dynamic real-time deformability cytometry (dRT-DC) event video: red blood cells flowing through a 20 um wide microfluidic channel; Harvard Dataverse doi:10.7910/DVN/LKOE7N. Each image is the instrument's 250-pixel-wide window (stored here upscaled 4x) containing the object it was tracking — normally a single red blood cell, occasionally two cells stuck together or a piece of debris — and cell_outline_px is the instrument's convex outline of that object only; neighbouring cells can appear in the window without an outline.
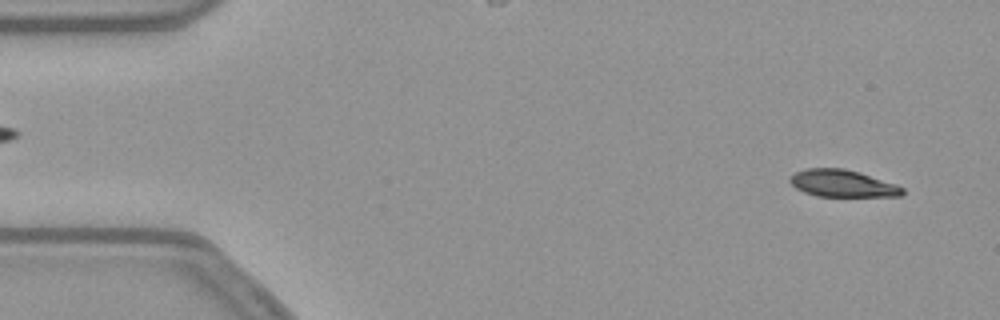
{"species": "common noctule bat (a hibernating species)", "species_latin": "Nyctalus noctula", "temperature_condition": "warm", "stored_images_in_passage": 53, "camera_frame_rate_fps": 3000, "um_per_image_px": 0.085, "animal": {"sex": "female", "body_mass_g": 21.9}, "frame": {"image": 1, "passage_image": 3, "time_ms": 0.667, "image_size_px": [1000, 320], "cell_outline_px": [[904, 192], [900, 196], [816, 196], [804, 192], [796, 188], [788, 180], [788, 176], [796, 172], [808, 168], [844, 168], [860, 172], [896, 184], [904, 188]], "centroid_in_image_um": [71.59, 15.58], "position_along_channel_um": 13.4, "area_um2": 17.8}}
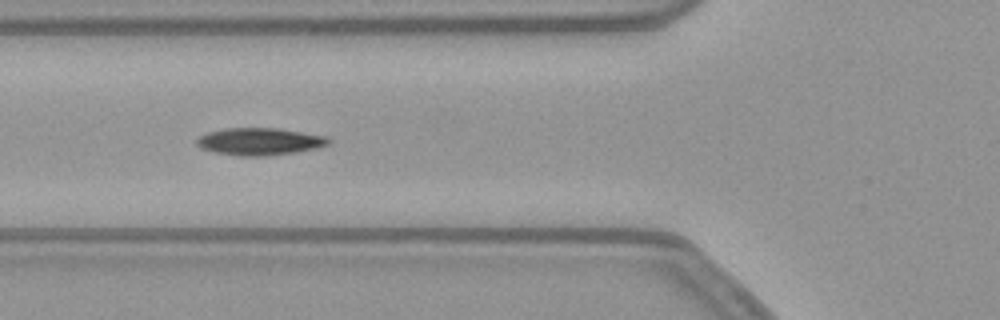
{"frame": {"image": 2, "passage_image": 19, "time_ms": 6.0, "image_size_px": [1000, 320], "cell_outline_px": [[332, 140], [328, 144], [316, 148], [296, 152], [264, 156], [240, 156], [212, 152], [200, 148], [196, 144], [196, 140], [200, 136], [208, 132], [224, 128], [280, 128], [328, 136]], "centroid_in_image_um": [22.07, 12.02], "position_along_channel_um": 103.7, "area_um2": 21.15}}
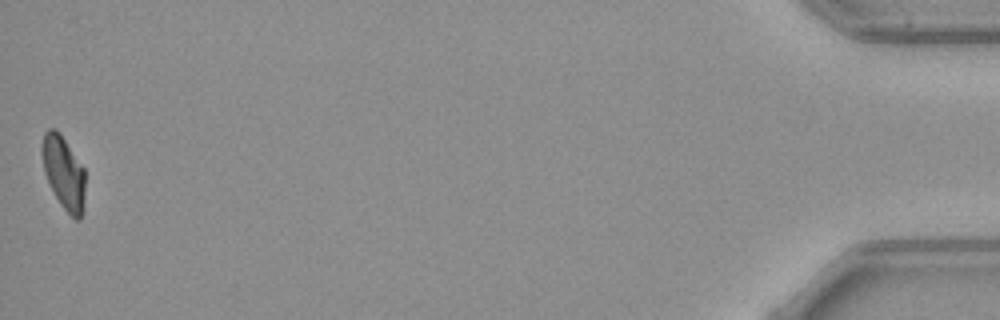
{"frame": {"image": 3, "passage_image": 53, "time_ms": 17.333, "image_size_px": [1000, 320], "cell_outline_px": [[84, 204], [80, 220], [76, 220], [60, 204], [44, 172], [40, 152], [40, 148], [44, 132], [48, 128], [56, 128], [60, 132], [84, 168]], "centroid_in_image_um": [5.39, 14.61], "position_along_channel_um": 429.8, "area_um2": 18.44}, "authors_computed_cell_mechanics": {"area_um2": 19.941, "velocity_mm_per_s": 3.7969, "shape_relaxation_time_tau1_ms": 6.4365, "shape_relaxation_time_tau2_ms": 6.1752, "deformation_change_tau1": 0.1972, "deformation_change_tau2": 0.1019}}